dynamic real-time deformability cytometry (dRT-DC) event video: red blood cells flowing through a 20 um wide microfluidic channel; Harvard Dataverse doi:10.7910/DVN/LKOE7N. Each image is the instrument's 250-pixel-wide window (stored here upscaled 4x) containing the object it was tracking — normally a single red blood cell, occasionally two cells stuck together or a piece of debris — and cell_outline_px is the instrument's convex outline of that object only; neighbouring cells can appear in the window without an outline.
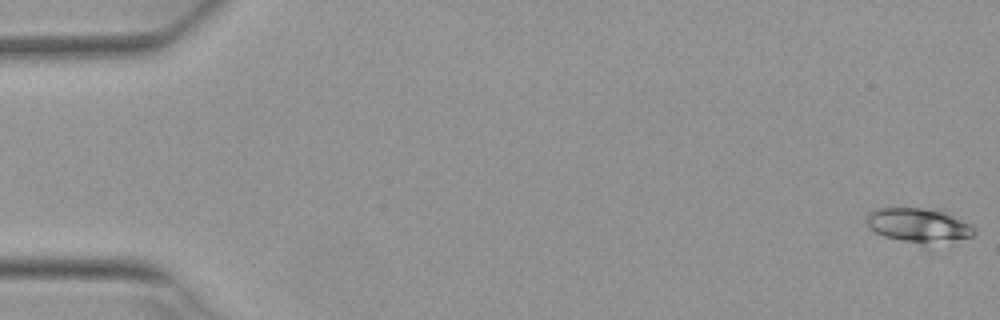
{"species": "Egyptian fruit bat (a non-hibernating species)", "species_latin": "Rousettus aegyptiacus", "temperature_condition": "warm", "stored_images_in_passage": 5, "segment_of_instrument_passage": [1, 2], "camera_frame_rate_fps": 3000, "um_per_image_px": 0.085, "animal": {"sex": "female"}, "frame": {"image": 1, "passage_image": 1, "time_ms": 0.0, "image_size_px": [1000, 320], "cell_outline_px": [[976, 232], [972, 236], [924, 252], [884, 236], [876, 232], [868, 224], [868, 212], [876, 208], [944, 208], [952, 212], [968, 224]], "centroid_in_image_um": [78.18, 19.26], "position_along_channel_um": 6.8, "area_um2": 23.76}}